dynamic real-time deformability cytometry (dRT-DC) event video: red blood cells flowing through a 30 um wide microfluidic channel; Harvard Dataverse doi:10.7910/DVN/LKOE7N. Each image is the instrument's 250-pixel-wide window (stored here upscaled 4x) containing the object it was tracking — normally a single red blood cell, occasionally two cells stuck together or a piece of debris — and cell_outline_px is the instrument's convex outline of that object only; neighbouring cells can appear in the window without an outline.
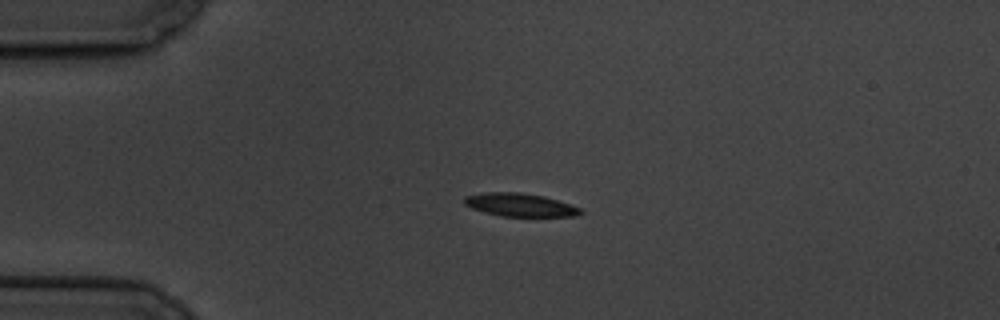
{"species": "common noctule bat (a hibernating species)", "species_latin": "Nyctalus noctula", "temperature_condition": "cold", "stored_images_in_passage": 2, "camera_frame_rate_fps": 3000, "um_per_image_px": 0.085, "animal": {"sex": "male", "body_mass_g": 19.5, "forearm_length_mm": 54.6}, "frame": {"image": 1, "passage_image": 1, "time_ms": 0.0, "image_size_px": [1000, 320], "cell_outline_px": [[584, 212], [572, 216], [500, 216], [484, 212], [472, 208], [464, 204], [464, 196], [484, 192], [520, 192], [544, 196], [580, 208]], "centroid_in_image_um": [44.15, 17.41], "position_along_channel_um": 40.9, "area_um2": 15.55}}